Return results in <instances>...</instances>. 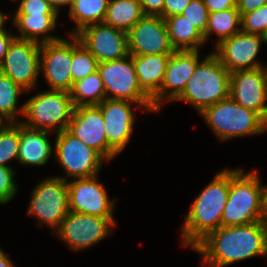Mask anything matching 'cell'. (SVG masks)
Here are the masks:
<instances>
[{
	"mask_svg": "<svg viewBox=\"0 0 267 267\" xmlns=\"http://www.w3.org/2000/svg\"><path fill=\"white\" fill-rule=\"evenodd\" d=\"M198 52V50H181L174 51L171 54L161 88L151 98L153 106L158 112L161 109V101L165 99V95L168 97L167 99L175 100L183 92L187 81L193 75L197 64L200 62Z\"/></svg>",
	"mask_w": 267,
	"mask_h": 267,
	"instance_id": "obj_19",
	"label": "cell"
},
{
	"mask_svg": "<svg viewBox=\"0 0 267 267\" xmlns=\"http://www.w3.org/2000/svg\"><path fill=\"white\" fill-rule=\"evenodd\" d=\"M72 39L71 76L73 83L84 79L98 70L97 59L86 49L76 35Z\"/></svg>",
	"mask_w": 267,
	"mask_h": 267,
	"instance_id": "obj_29",
	"label": "cell"
},
{
	"mask_svg": "<svg viewBox=\"0 0 267 267\" xmlns=\"http://www.w3.org/2000/svg\"><path fill=\"white\" fill-rule=\"evenodd\" d=\"M229 96L267 121V83L263 67L230 73Z\"/></svg>",
	"mask_w": 267,
	"mask_h": 267,
	"instance_id": "obj_17",
	"label": "cell"
},
{
	"mask_svg": "<svg viewBox=\"0 0 267 267\" xmlns=\"http://www.w3.org/2000/svg\"><path fill=\"white\" fill-rule=\"evenodd\" d=\"M200 114L221 141L267 130V121L259 113L243 107L230 96Z\"/></svg>",
	"mask_w": 267,
	"mask_h": 267,
	"instance_id": "obj_5",
	"label": "cell"
},
{
	"mask_svg": "<svg viewBox=\"0 0 267 267\" xmlns=\"http://www.w3.org/2000/svg\"><path fill=\"white\" fill-rule=\"evenodd\" d=\"M8 17L4 16L0 11V31L3 29V24L5 23V19L7 20Z\"/></svg>",
	"mask_w": 267,
	"mask_h": 267,
	"instance_id": "obj_44",
	"label": "cell"
},
{
	"mask_svg": "<svg viewBox=\"0 0 267 267\" xmlns=\"http://www.w3.org/2000/svg\"><path fill=\"white\" fill-rule=\"evenodd\" d=\"M263 222L267 225V187H263Z\"/></svg>",
	"mask_w": 267,
	"mask_h": 267,
	"instance_id": "obj_42",
	"label": "cell"
},
{
	"mask_svg": "<svg viewBox=\"0 0 267 267\" xmlns=\"http://www.w3.org/2000/svg\"><path fill=\"white\" fill-rule=\"evenodd\" d=\"M14 172L9 166H0V203H7L17 190Z\"/></svg>",
	"mask_w": 267,
	"mask_h": 267,
	"instance_id": "obj_35",
	"label": "cell"
},
{
	"mask_svg": "<svg viewBox=\"0 0 267 267\" xmlns=\"http://www.w3.org/2000/svg\"><path fill=\"white\" fill-rule=\"evenodd\" d=\"M49 131L25 126L19 121L18 161L23 165H43L51 156L53 149L47 135Z\"/></svg>",
	"mask_w": 267,
	"mask_h": 267,
	"instance_id": "obj_21",
	"label": "cell"
},
{
	"mask_svg": "<svg viewBox=\"0 0 267 267\" xmlns=\"http://www.w3.org/2000/svg\"><path fill=\"white\" fill-rule=\"evenodd\" d=\"M130 101L105 99L98 106L103 115L108 145L118 154L131 137L134 123Z\"/></svg>",
	"mask_w": 267,
	"mask_h": 267,
	"instance_id": "obj_20",
	"label": "cell"
},
{
	"mask_svg": "<svg viewBox=\"0 0 267 267\" xmlns=\"http://www.w3.org/2000/svg\"><path fill=\"white\" fill-rule=\"evenodd\" d=\"M144 15L162 17L165 0H139Z\"/></svg>",
	"mask_w": 267,
	"mask_h": 267,
	"instance_id": "obj_38",
	"label": "cell"
},
{
	"mask_svg": "<svg viewBox=\"0 0 267 267\" xmlns=\"http://www.w3.org/2000/svg\"><path fill=\"white\" fill-rule=\"evenodd\" d=\"M97 71L103 81L106 95H112L107 99L135 102L145 107L148 112H157L152 99L139 86L133 55L98 63Z\"/></svg>",
	"mask_w": 267,
	"mask_h": 267,
	"instance_id": "obj_7",
	"label": "cell"
},
{
	"mask_svg": "<svg viewBox=\"0 0 267 267\" xmlns=\"http://www.w3.org/2000/svg\"><path fill=\"white\" fill-rule=\"evenodd\" d=\"M171 54L133 55V63L141 89L152 98L161 88Z\"/></svg>",
	"mask_w": 267,
	"mask_h": 267,
	"instance_id": "obj_22",
	"label": "cell"
},
{
	"mask_svg": "<svg viewBox=\"0 0 267 267\" xmlns=\"http://www.w3.org/2000/svg\"><path fill=\"white\" fill-rule=\"evenodd\" d=\"M262 42L263 36L240 31L218 44L214 54L230 73L262 68L263 66L254 60Z\"/></svg>",
	"mask_w": 267,
	"mask_h": 267,
	"instance_id": "obj_18",
	"label": "cell"
},
{
	"mask_svg": "<svg viewBox=\"0 0 267 267\" xmlns=\"http://www.w3.org/2000/svg\"><path fill=\"white\" fill-rule=\"evenodd\" d=\"M76 36L98 63L129 56L127 32L103 22L83 28Z\"/></svg>",
	"mask_w": 267,
	"mask_h": 267,
	"instance_id": "obj_12",
	"label": "cell"
},
{
	"mask_svg": "<svg viewBox=\"0 0 267 267\" xmlns=\"http://www.w3.org/2000/svg\"><path fill=\"white\" fill-rule=\"evenodd\" d=\"M241 23V14L237 8L209 13L206 33L203 35L204 40L206 42L213 31L219 36V40L216 43L217 46L223 40L240 32L241 27L239 26Z\"/></svg>",
	"mask_w": 267,
	"mask_h": 267,
	"instance_id": "obj_28",
	"label": "cell"
},
{
	"mask_svg": "<svg viewBox=\"0 0 267 267\" xmlns=\"http://www.w3.org/2000/svg\"><path fill=\"white\" fill-rule=\"evenodd\" d=\"M143 16L139 0H109L103 23L128 32Z\"/></svg>",
	"mask_w": 267,
	"mask_h": 267,
	"instance_id": "obj_24",
	"label": "cell"
},
{
	"mask_svg": "<svg viewBox=\"0 0 267 267\" xmlns=\"http://www.w3.org/2000/svg\"><path fill=\"white\" fill-rule=\"evenodd\" d=\"M264 43H267V29L265 31V34L263 35Z\"/></svg>",
	"mask_w": 267,
	"mask_h": 267,
	"instance_id": "obj_45",
	"label": "cell"
},
{
	"mask_svg": "<svg viewBox=\"0 0 267 267\" xmlns=\"http://www.w3.org/2000/svg\"><path fill=\"white\" fill-rule=\"evenodd\" d=\"M28 215L38 217L57 230L69 210L68 185L64 177L48 178L33 190Z\"/></svg>",
	"mask_w": 267,
	"mask_h": 267,
	"instance_id": "obj_8",
	"label": "cell"
},
{
	"mask_svg": "<svg viewBox=\"0 0 267 267\" xmlns=\"http://www.w3.org/2000/svg\"><path fill=\"white\" fill-rule=\"evenodd\" d=\"M209 267H225L256 255H267V225L263 221L220 227L194 248Z\"/></svg>",
	"mask_w": 267,
	"mask_h": 267,
	"instance_id": "obj_1",
	"label": "cell"
},
{
	"mask_svg": "<svg viewBox=\"0 0 267 267\" xmlns=\"http://www.w3.org/2000/svg\"><path fill=\"white\" fill-rule=\"evenodd\" d=\"M108 3L109 0H73L69 14L70 18L76 22L77 27L71 35H76L87 26L102 23Z\"/></svg>",
	"mask_w": 267,
	"mask_h": 267,
	"instance_id": "obj_26",
	"label": "cell"
},
{
	"mask_svg": "<svg viewBox=\"0 0 267 267\" xmlns=\"http://www.w3.org/2000/svg\"><path fill=\"white\" fill-rule=\"evenodd\" d=\"M21 92L25 90L0 72V123H3V119L8 123L16 122L17 99Z\"/></svg>",
	"mask_w": 267,
	"mask_h": 267,
	"instance_id": "obj_30",
	"label": "cell"
},
{
	"mask_svg": "<svg viewBox=\"0 0 267 267\" xmlns=\"http://www.w3.org/2000/svg\"><path fill=\"white\" fill-rule=\"evenodd\" d=\"M267 0H237V9L241 16L245 13L252 12L266 5Z\"/></svg>",
	"mask_w": 267,
	"mask_h": 267,
	"instance_id": "obj_39",
	"label": "cell"
},
{
	"mask_svg": "<svg viewBox=\"0 0 267 267\" xmlns=\"http://www.w3.org/2000/svg\"><path fill=\"white\" fill-rule=\"evenodd\" d=\"M0 267H14L12 262L0 248Z\"/></svg>",
	"mask_w": 267,
	"mask_h": 267,
	"instance_id": "obj_43",
	"label": "cell"
},
{
	"mask_svg": "<svg viewBox=\"0 0 267 267\" xmlns=\"http://www.w3.org/2000/svg\"><path fill=\"white\" fill-rule=\"evenodd\" d=\"M230 185V170L216 173L190 206L182 227L183 244L194 248L209 233L221 227Z\"/></svg>",
	"mask_w": 267,
	"mask_h": 267,
	"instance_id": "obj_2",
	"label": "cell"
},
{
	"mask_svg": "<svg viewBox=\"0 0 267 267\" xmlns=\"http://www.w3.org/2000/svg\"><path fill=\"white\" fill-rule=\"evenodd\" d=\"M16 15H58L47 0H21Z\"/></svg>",
	"mask_w": 267,
	"mask_h": 267,
	"instance_id": "obj_34",
	"label": "cell"
},
{
	"mask_svg": "<svg viewBox=\"0 0 267 267\" xmlns=\"http://www.w3.org/2000/svg\"><path fill=\"white\" fill-rule=\"evenodd\" d=\"M16 36L8 34L4 29L0 31V64L2 63L11 42Z\"/></svg>",
	"mask_w": 267,
	"mask_h": 267,
	"instance_id": "obj_40",
	"label": "cell"
},
{
	"mask_svg": "<svg viewBox=\"0 0 267 267\" xmlns=\"http://www.w3.org/2000/svg\"><path fill=\"white\" fill-rule=\"evenodd\" d=\"M97 175L88 178H76L68 183V199L70 212L113 218L115 201H110L103 184Z\"/></svg>",
	"mask_w": 267,
	"mask_h": 267,
	"instance_id": "obj_15",
	"label": "cell"
},
{
	"mask_svg": "<svg viewBox=\"0 0 267 267\" xmlns=\"http://www.w3.org/2000/svg\"><path fill=\"white\" fill-rule=\"evenodd\" d=\"M0 123V166H8L6 162L12 158L18 160L19 121L8 123L2 127ZM2 127V128H1Z\"/></svg>",
	"mask_w": 267,
	"mask_h": 267,
	"instance_id": "obj_31",
	"label": "cell"
},
{
	"mask_svg": "<svg viewBox=\"0 0 267 267\" xmlns=\"http://www.w3.org/2000/svg\"><path fill=\"white\" fill-rule=\"evenodd\" d=\"M67 130L105 160L109 161L117 155L108 145L105 123L98 105L74 107Z\"/></svg>",
	"mask_w": 267,
	"mask_h": 267,
	"instance_id": "obj_13",
	"label": "cell"
},
{
	"mask_svg": "<svg viewBox=\"0 0 267 267\" xmlns=\"http://www.w3.org/2000/svg\"><path fill=\"white\" fill-rule=\"evenodd\" d=\"M51 6L54 8V10L58 13V6L68 4L69 7H71L73 0H47Z\"/></svg>",
	"mask_w": 267,
	"mask_h": 267,
	"instance_id": "obj_41",
	"label": "cell"
},
{
	"mask_svg": "<svg viewBox=\"0 0 267 267\" xmlns=\"http://www.w3.org/2000/svg\"><path fill=\"white\" fill-rule=\"evenodd\" d=\"M263 70H264V73H265L266 83H267V66L265 68L263 67Z\"/></svg>",
	"mask_w": 267,
	"mask_h": 267,
	"instance_id": "obj_46",
	"label": "cell"
},
{
	"mask_svg": "<svg viewBox=\"0 0 267 267\" xmlns=\"http://www.w3.org/2000/svg\"><path fill=\"white\" fill-rule=\"evenodd\" d=\"M209 13L237 8V0H203Z\"/></svg>",
	"mask_w": 267,
	"mask_h": 267,
	"instance_id": "obj_37",
	"label": "cell"
},
{
	"mask_svg": "<svg viewBox=\"0 0 267 267\" xmlns=\"http://www.w3.org/2000/svg\"><path fill=\"white\" fill-rule=\"evenodd\" d=\"M73 110L69 92L50 90L32 96L18 111L29 119L21 122L25 126L50 132L59 126V133L68 128Z\"/></svg>",
	"mask_w": 267,
	"mask_h": 267,
	"instance_id": "obj_6",
	"label": "cell"
},
{
	"mask_svg": "<svg viewBox=\"0 0 267 267\" xmlns=\"http://www.w3.org/2000/svg\"><path fill=\"white\" fill-rule=\"evenodd\" d=\"M254 171L230 170V185L221 227L263 221V186Z\"/></svg>",
	"mask_w": 267,
	"mask_h": 267,
	"instance_id": "obj_3",
	"label": "cell"
},
{
	"mask_svg": "<svg viewBox=\"0 0 267 267\" xmlns=\"http://www.w3.org/2000/svg\"><path fill=\"white\" fill-rule=\"evenodd\" d=\"M72 41L58 39L40 44V69L51 90L70 92L73 87L71 76Z\"/></svg>",
	"mask_w": 267,
	"mask_h": 267,
	"instance_id": "obj_16",
	"label": "cell"
},
{
	"mask_svg": "<svg viewBox=\"0 0 267 267\" xmlns=\"http://www.w3.org/2000/svg\"><path fill=\"white\" fill-rule=\"evenodd\" d=\"M40 43L15 38L0 64V72L26 92L35 87L40 73Z\"/></svg>",
	"mask_w": 267,
	"mask_h": 267,
	"instance_id": "obj_10",
	"label": "cell"
},
{
	"mask_svg": "<svg viewBox=\"0 0 267 267\" xmlns=\"http://www.w3.org/2000/svg\"><path fill=\"white\" fill-rule=\"evenodd\" d=\"M57 161L67 172V177L88 178L98 174L104 158L84 144L67 129L57 133L55 142Z\"/></svg>",
	"mask_w": 267,
	"mask_h": 267,
	"instance_id": "obj_9",
	"label": "cell"
},
{
	"mask_svg": "<svg viewBox=\"0 0 267 267\" xmlns=\"http://www.w3.org/2000/svg\"><path fill=\"white\" fill-rule=\"evenodd\" d=\"M69 93L74 107L99 105L107 98L103 81L98 71L73 83ZM86 98L89 99L86 100Z\"/></svg>",
	"mask_w": 267,
	"mask_h": 267,
	"instance_id": "obj_27",
	"label": "cell"
},
{
	"mask_svg": "<svg viewBox=\"0 0 267 267\" xmlns=\"http://www.w3.org/2000/svg\"><path fill=\"white\" fill-rule=\"evenodd\" d=\"M191 0H165L162 11V18L180 15L190 4Z\"/></svg>",
	"mask_w": 267,
	"mask_h": 267,
	"instance_id": "obj_36",
	"label": "cell"
},
{
	"mask_svg": "<svg viewBox=\"0 0 267 267\" xmlns=\"http://www.w3.org/2000/svg\"><path fill=\"white\" fill-rule=\"evenodd\" d=\"M113 218L68 212L56 230L73 250H81L103 240L111 232Z\"/></svg>",
	"mask_w": 267,
	"mask_h": 267,
	"instance_id": "obj_11",
	"label": "cell"
},
{
	"mask_svg": "<svg viewBox=\"0 0 267 267\" xmlns=\"http://www.w3.org/2000/svg\"><path fill=\"white\" fill-rule=\"evenodd\" d=\"M170 43L175 51L198 50L204 36L181 14L164 19Z\"/></svg>",
	"mask_w": 267,
	"mask_h": 267,
	"instance_id": "obj_23",
	"label": "cell"
},
{
	"mask_svg": "<svg viewBox=\"0 0 267 267\" xmlns=\"http://www.w3.org/2000/svg\"><path fill=\"white\" fill-rule=\"evenodd\" d=\"M184 16L202 35L206 33L208 24V9L203 0H191L190 4L185 8Z\"/></svg>",
	"mask_w": 267,
	"mask_h": 267,
	"instance_id": "obj_33",
	"label": "cell"
},
{
	"mask_svg": "<svg viewBox=\"0 0 267 267\" xmlns=\"http://www.w3.org/2000/svg\"><path fill=\"white\" fill-rule=\"evenodd\" d=\"M129 55L172 54L165 20L160 16H143L128 32Z\"/></svg>",
	"mask_w": 267,
	"mask_h": 267,
	"instance_id": "obj_14",
	"label": "cell"
},
{
	"mask_svg": "<svg viewBox=\"0 0 267 267\" xmlns=\"http://www.w3.org/2000/svg\"><path fill=\"white\" fill-rule=\"evenodd\" d=\"M230 72L213 53L197 64L183 92L175 100L191 103L201 113L229 97Z\"/></svg>",
	"mask_w": 267,
	"mask_h": 267,
	"instance_id": "obj_4",
	"label": "cell"
},
{
	"mask_svg": "<svg viewBox=\"0 0 267 267\" xmlns=\"http://www.w3.org/2000/svg\"><path fill=\"white\" fill-rule=\"evenodd\" d=\"M241 31L263 36L267 29V4L241 16Z\"/></svg>",
	"mask_w": 267,
	"mask_h": 267,
	"instance_id": "obj_32",
	"label": "cell"
},
{
	"mask_svg": "<svg viewBox=\"0 0 267 267\" xmlns=\"http://www.w3.org/2000/svg\"><path fill=\"white\" fill-rule=\"evenodd\" d=\"M58 15H15L14 25L18 27L21 35L16 36L18 39L30 40L37 43L53 42L59 38L49 36L45 33L55 29ZM44 34L40 40L38 35Z\"/></svg>",
	"mask_w": 267,
	"mask_h": 267,
	"instance_id": "obj_25",
	"label": "cell"
}]
</instances>
